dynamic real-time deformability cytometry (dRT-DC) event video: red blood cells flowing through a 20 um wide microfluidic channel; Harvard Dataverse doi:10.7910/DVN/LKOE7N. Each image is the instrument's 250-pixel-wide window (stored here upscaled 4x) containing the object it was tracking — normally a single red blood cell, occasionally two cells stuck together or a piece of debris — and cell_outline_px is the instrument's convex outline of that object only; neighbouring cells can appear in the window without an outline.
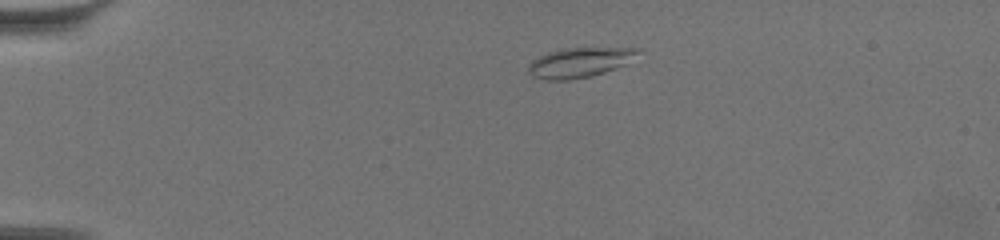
{"species": "common noctule bat (a hibernating species)", "species_latin": "Nyctalus noctula", "temperature_condition": "warm", "stored_images_in_passage": 50, "camera_frame_rate_fps": 3000, "um_per_image_px": 0.085, "animal": {"sex": "female", "body_mass_g": 19.5, "forearm_length_mm": 54.1}, "frame": {"image": 1, "passage_image": 2, "time_ms": 0.333, "image_size_px": [1000, 240], "cell_outline_px": [[636, 52], [624, 64], [604, 72], [592, 76], [568, 80], [544, 80], [528, 72], [528, 64], [532, 60], [548, 52], [568, 48], [636, 48]], "centroid_in_image_um": [49.16, 5.32], "position_along_channel_um": 35.8, "area_um2": 18.38}}
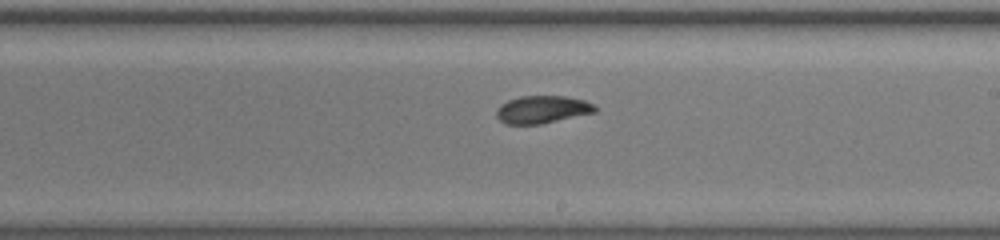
{"frame": {"image": 2, "passage_image": 26, "time_ms": 8.333, "image_size_px": [1000, 240], "cell_outline_px": [[596, 112], [540, 124], [504, 124], [496, 116], [496, 112], [500, 104], [508, 100], [520, 96], [564, 96], [584, 100], [592, 104], [596, 108]], "centroid_in_image_um": [46.06, 9.31], "position_along_channel_um": 242.9, "area_um2": 15.78}}
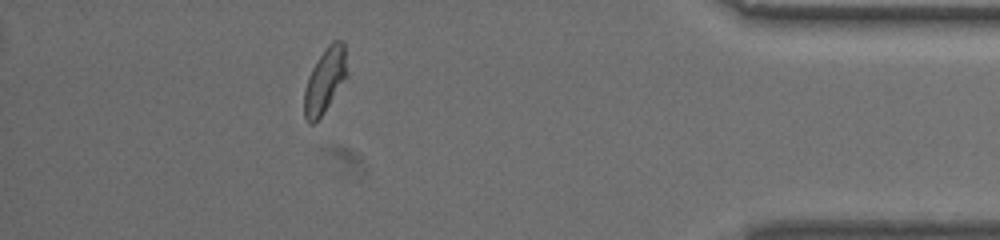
{"frame": {"image": 3, "passage_image": 44, "time_ms": 14.333, "image_size_px": [1000, 240], "cell_outline_px": [[348, 76], [320, 116], [312, 124], [308, 124], [304, 116], [304, 92], [308, 76], [312, 68], [328, 44], [332, 40], [340, 40], [344, 44], [348, 72]], "centroid_in_image_um": [27.62, 6.82], "position_along_channel_um": 407.6, "area_um2": 16.01}, "authors_computed_cell_mechanics": {"area_um2": 16.184, "velocity_mm_per_s": 3.3998, "shape_relaxation_time_tau1_ms": 6.036, "shape_relaxation_time_tau2_ms": 3.1194, "deformation_change_tau1": 0.1553, "deformation_change_tau2": 0.0714}}